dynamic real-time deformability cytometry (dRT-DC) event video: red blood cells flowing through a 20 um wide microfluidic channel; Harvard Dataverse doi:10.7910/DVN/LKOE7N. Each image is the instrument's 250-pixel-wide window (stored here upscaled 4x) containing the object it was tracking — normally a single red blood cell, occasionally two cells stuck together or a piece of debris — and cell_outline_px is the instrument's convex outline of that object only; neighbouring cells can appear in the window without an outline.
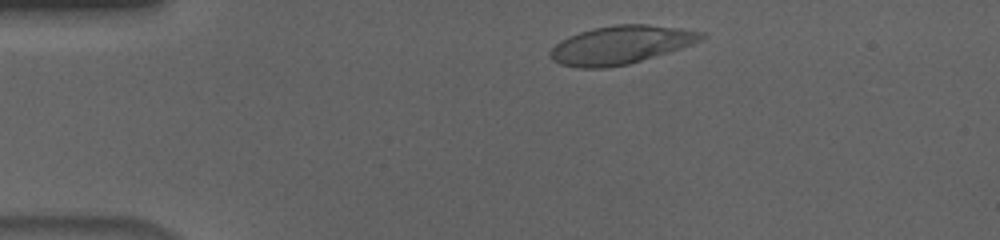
{"species": "human", "species_latin": "Homo sapiens", "temperature_condition": "cold", "stored_images_in_passage": 49, "camera_frame_rate_fps": 3000, "um_per_image_px": 0.085, "donor": {"sex": "male"}, "frame": {"image": 1, "passage_image": 4, "time_ms": 1.0, "image_size_px": [1000, 240], "cell_outline_px": [[704, 36], [700, 40], [680, 48], [668, 52], [628, 64], [604, 68], [580, 68], [560, 64], [552, 60], [552, 48], [560, 40], [568, 36], [592, 28], [616, 24], [644, 24], [680, 28], [704, 32]], "centroid_in_image_um": [52.74, 3.81], "position_along_channel_um": 32.3, "area_um2": 33.29}}
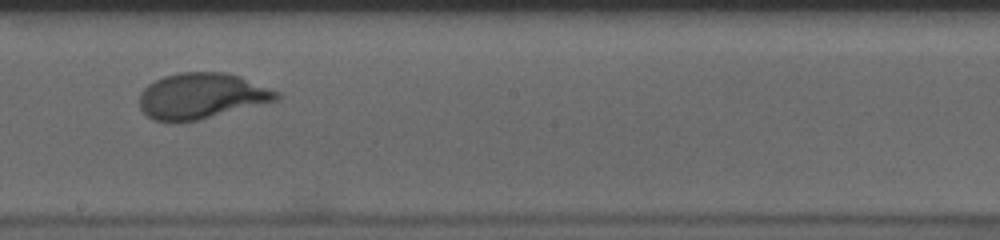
{"frame": {"image": 2, "passage_image": 25, "time_ms": 8.0, "image_size_px": [1000, 240], "cell_outline_px": [[284, 96], [280, 100], [196, 120], [176, 124], [172, 124], [152, 120], [140, 108], [140, 92], [148, 84], [164, 76], [180, 72], [224, 72], [240, 76], [280, 92]], "centroid_in_image_um": [17.14, 8.17], "position_along_channel_um": 231.1, "area_um2": 36.99}}
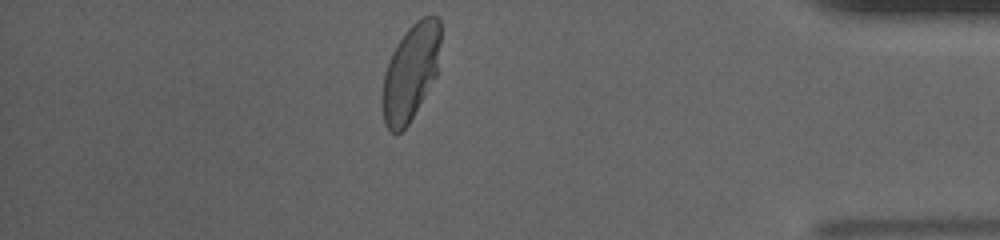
{"frame": {"image": 3, "passage_image": 42, "time_ms": 13.667, "image_size_px": [1000, 240], "cell_outline_px": [[440, 40], [436, 76], [408, 124], [400, 132], [392, 132], [384, 124], [384, 72], [392, 52], [396, 44], [408, 28], [416, 20], [424, 16], [436, 16], [440, 20]], "centroid_in_image_um": [34.92, 6.09], "position_along_channel_um": 400.3, "area_um2": 31.91}, "authors_computed_cell_mechanics": {"area_um2": 34.969, "velocity_mm_per_s": 3.6104, "shape_relaxation_time_tau1_ms": 4.771, "shape_relaxation_time_tau2_ms": null, "deformation_change_tau1": 0.2185, "deformation_change_tau2": null}}